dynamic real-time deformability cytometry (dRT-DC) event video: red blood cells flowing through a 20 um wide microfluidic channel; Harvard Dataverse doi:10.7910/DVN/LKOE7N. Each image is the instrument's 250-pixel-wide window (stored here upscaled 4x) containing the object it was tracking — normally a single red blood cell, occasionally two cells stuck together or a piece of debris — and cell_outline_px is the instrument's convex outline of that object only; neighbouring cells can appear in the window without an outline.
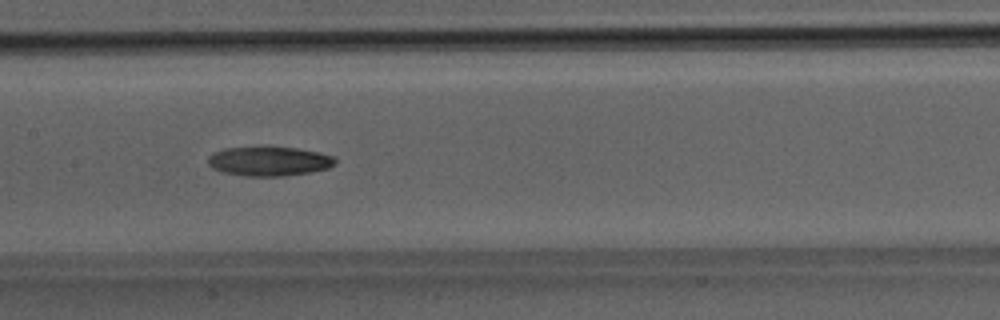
{"species": "Egyptian fruit bat (a non-hibernating species)", "species_latin": "Rousettus aegyptiacus", "temperature_condition": "room temperature", "stored_images_in_passage": 40, "camera_frame_rate_fps": 3000, "um_per_image_px": 0.085, "animal": {"sex": "male"}, "frame": {"image": 1, "passage_image": 20, "time_ms": 6.333, "image_size_px": [1000, 320], "cell_outline_px": [[336, 164], [328, 168], [308, 172], [284, 176], [248, 176], [224, 172], [212, 168], [208, 164], [208, 156], [212, 152], [224, 148], [268, 144], [296, 148], [320, 152], [336, 156]], "centroid_in_image_um": [22.87, 13.65], "position_along_channel_um": 184.5, "area_um2": 22.6}}
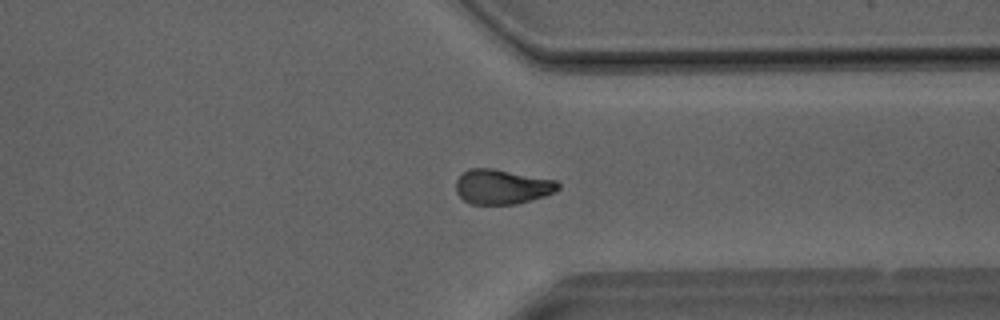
{"frame": {"image": 2, "passage_image": 31, "time_ms": 10.0, "image_size_px": [1000, 320], "cell_outline_px": [[560, 188], [544, 196], [516, 204], [472, 204], [464, 200], [456, 192], [456, 180], [468, 168], [492, 168], [556, 180], [560, 184]], "centroid_in_image_um": [42.66, 15.87], "position_along_channel_um": 368.7, "area_um2": 20.58}}
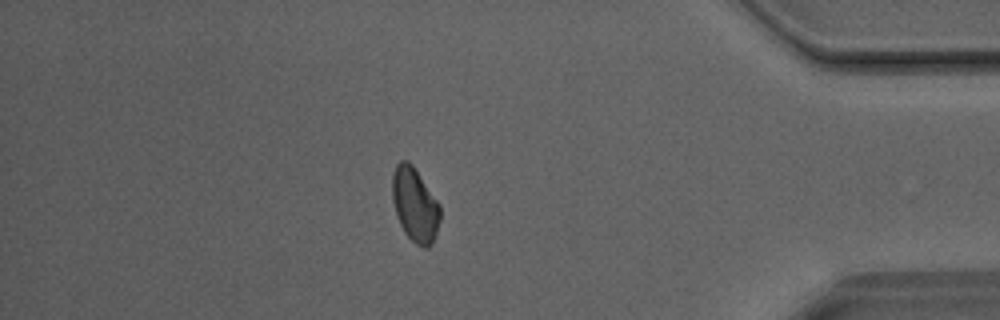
{"frame": {"image": 3, "passage_image": 35, "time_ms": 11.333, "image_size_px": [1000, 320], "cell_outline_px": [[440, 220], [436, 236], [432, 244], [428, 248], [424, 248], [416, 244], [404, 232], [396, 216], [392, 200], [392, 176], [396, 164], [400, 160], [408, 160], [412, 164], [440, 204]], "centroid_in_image_um": [35.27, 17.41], "position_along_channel_um": 399.9, "area_um2": 20.87}}